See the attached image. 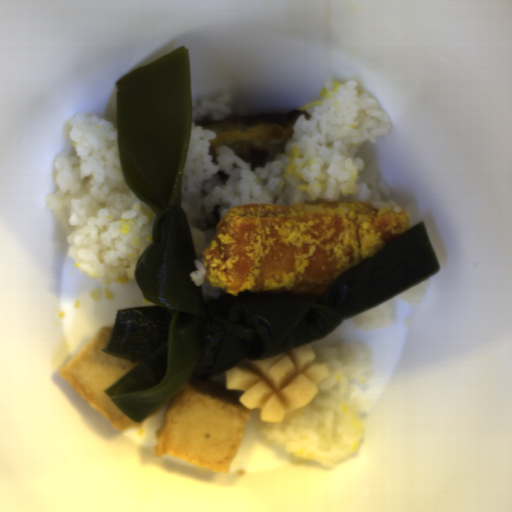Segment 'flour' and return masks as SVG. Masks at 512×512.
Returning a JSON list of instances; mask_svg holds the SVG:
<instances>
[{"mask_svg":"<svg viewBox=\"0 0 512 512\" xmlns=\"http://www.w3.org/2000/svg\"><path fill=\"white\" fill-rule=\"evenodd\" d=\"M311 116L307 111L292 110L285 113H261L251 115H229L223 120L213 121L208 117L198 120L197 126L215 133L209 140L208 153L217 165L216 150L224 146L232 150L250 169L266 167L292 138L297 120Z\"/></svg>","mask_w":512,"mask_h":512,"instance_id":"1","label":"flour"}]
</instances>
